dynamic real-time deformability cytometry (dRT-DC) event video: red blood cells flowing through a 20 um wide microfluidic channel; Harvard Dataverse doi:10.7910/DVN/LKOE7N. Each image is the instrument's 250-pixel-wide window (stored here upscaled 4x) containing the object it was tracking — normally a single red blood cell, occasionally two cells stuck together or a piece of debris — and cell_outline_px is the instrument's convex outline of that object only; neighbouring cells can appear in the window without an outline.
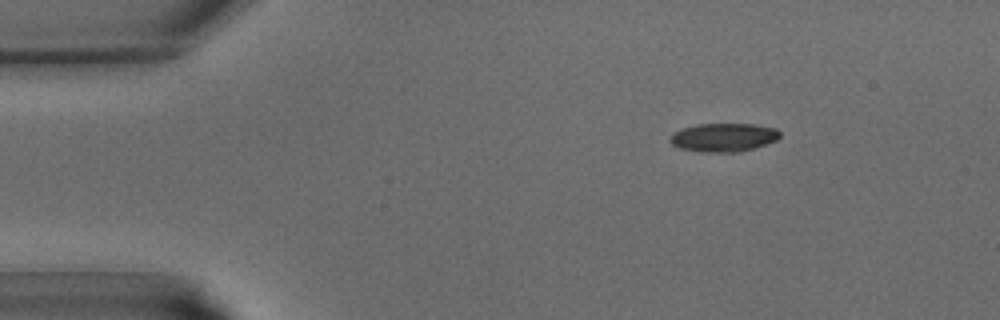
{"species": "common noctule bat (a hibernating species)", "species_latin": "Nyctalus noctula", "temperature_condition": "warm", "stored_images_in_passage": 36, "camera_frame_rate_fps": 3000, "um_per_image_px": 0.085, "animal": {"sex": "male", "body_mass_g": 15.6}, "frame": {"image": 1, "passage_image": 1, "time_ms": 0.0, "image_size_px": [1000, 320], "cell_outline_px": [[780, 136], [776, 140], [740, 152], [708, 152], [680, 148], [672, 144], [668, 140], [672, 132], [680, 128], [696, 124], [752, 124], [776, 128], [780, 132]], "centroid_in_image_um": [61.46, 11.66], "position_along_channel_um": 23.5, "area_um2": 18.21}}
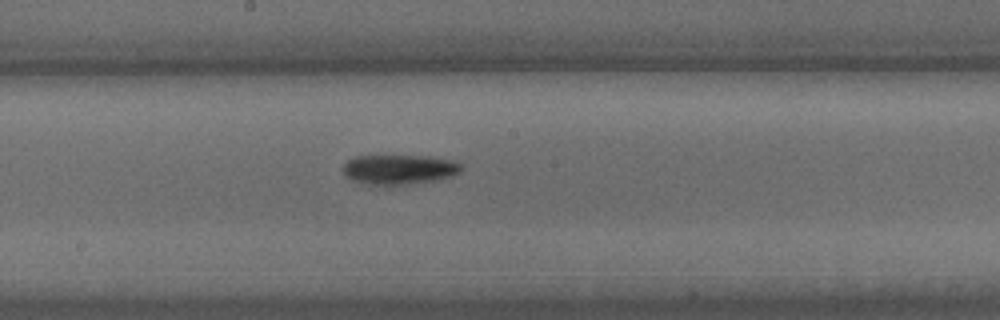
{"frame": {"image": 2, "passage_image": 17, "time_ms": 5.333, "image_size_px": [1000, 320], "cell_outline_px": [[464, 168], [460, 172], [452, 176], [436, 180], [388, 188], [368, 184], [352, 180], [344, 176], [344, 164], [348, 160], [356, 156], [428, 156], [452, 160], [460, 164]], "centroid_in_image_um": [33.93, 14.44], "position_along_channel_um": 214.3, "area_um2": 21.04}}
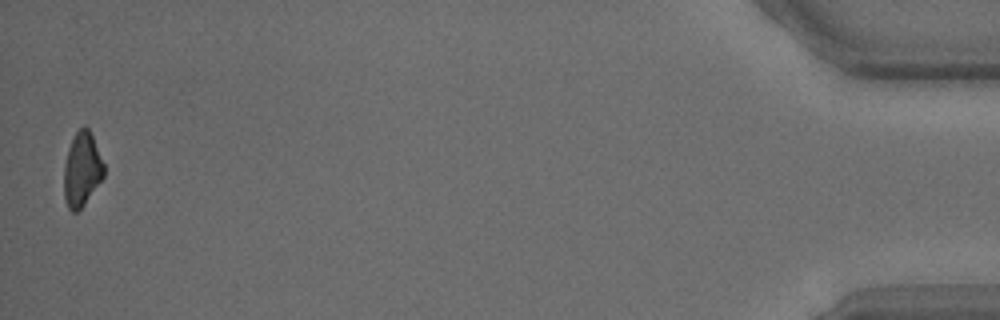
{"frame": {"image": 3, "passage_image": 36, "time_ms": 11.667, "image_size_px": [1000, 320], "cell_outline_px": [[104, 176], [84, 204], [76, 212], [72, 212], [68, 208], [64, 196], [64, 164], [68, 148], [76, 132], [84, 124], [88, 128], [92, 136], [104, 164]], "centroid_in_image_um": [6.95, 14.4], "position_along_channel_um": 428.2, "area_um2": 17.05}}